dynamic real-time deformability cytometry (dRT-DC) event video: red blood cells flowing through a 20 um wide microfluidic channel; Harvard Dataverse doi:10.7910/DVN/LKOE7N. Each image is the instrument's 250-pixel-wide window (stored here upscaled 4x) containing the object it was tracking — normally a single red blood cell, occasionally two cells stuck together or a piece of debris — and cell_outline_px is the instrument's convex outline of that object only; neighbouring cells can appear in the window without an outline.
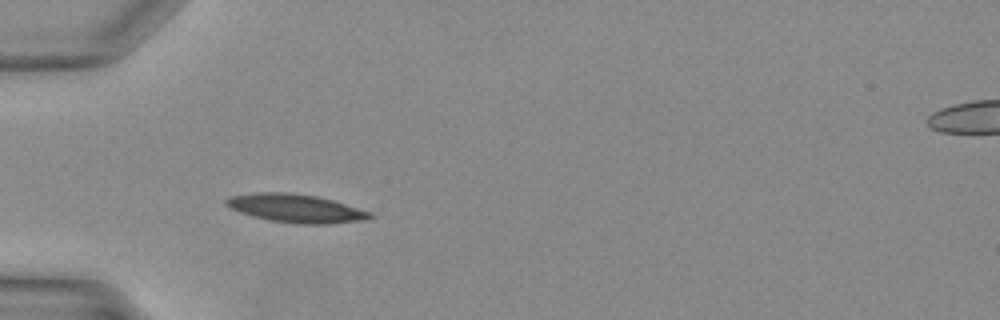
{"species": "Egyptian fruit bat (a non-hibernating species)", "species_latin": "Rousettus aegyptiacus", "temperature_condition": "warm", "stored_images_in_passage": 30, "camera_frame_rate_fps": 3000, "um_per_image_px": 0.085, "animal": {"sex": "female"}, "frame": {"image": 1, "passage_image": 3, "time_ms": 0.667, "image_size_px": [1000, 320], "cell_outline_px": [[372, 216], [368, 220], [328, 224], [304, 224], [272, 220], [252, 216], [240, 212], [224, 204], [224, 200], [232, 196], [256, 192], [288, 192], [316, 196], [332, 200], [372, 212]], "centroid_in_image_um": [25.17, 17.7], "position_along_channel_um": 59.8, "area_um2": 23.58}}
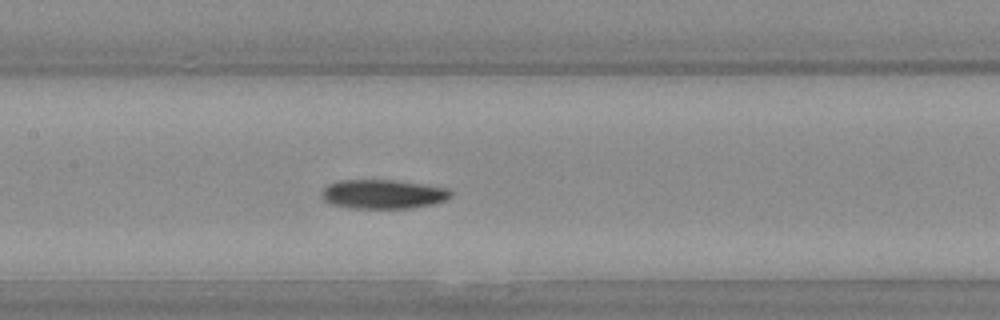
{"frame": {"image": 2, "passage_image": 10, "time_ms": 3.0, "image_size_px": [1000, 320], "cell_outline_px": [[452, 196], [444, 200], [432, 204], [408, 208], [348, 208], [332, 204], [324, 200], [320, 196], [320, 192], [328, 184], [340, 180], [396, 180], [448, 188], [452, 192]], "centroid_in_image_um": [32.52, 16.5], "position_along_channel_um": 174.9, "area_um2": 21.96}}
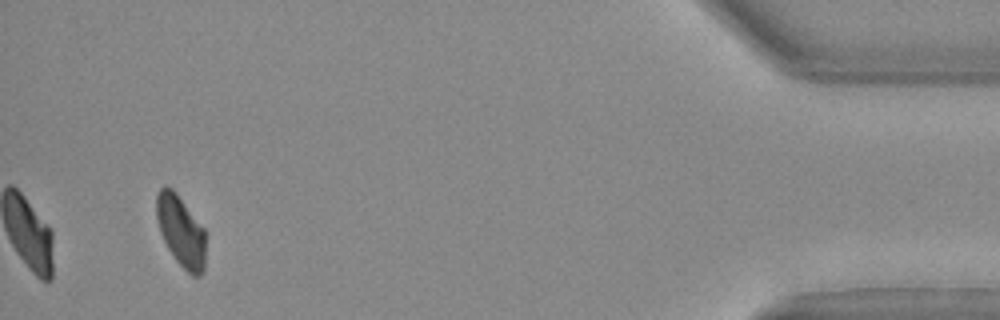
{"frame": {"image": 3, "passage_image": 28, "time_ms": 9.0, "image_size_px": [1000, 320], "cell_outline_px": [[204, 272], [200, 276], [192, 276], [176, 260], [168, 248], [160, 232], [156, 216], [156, 196], [160, 188], [164, 184], [172, 188], [176, 192], [204, 228]], "centroid_in_image_um": [15.36, 19.62], "position_along_channel_um": 419.8, "area_um2": 20.23}}